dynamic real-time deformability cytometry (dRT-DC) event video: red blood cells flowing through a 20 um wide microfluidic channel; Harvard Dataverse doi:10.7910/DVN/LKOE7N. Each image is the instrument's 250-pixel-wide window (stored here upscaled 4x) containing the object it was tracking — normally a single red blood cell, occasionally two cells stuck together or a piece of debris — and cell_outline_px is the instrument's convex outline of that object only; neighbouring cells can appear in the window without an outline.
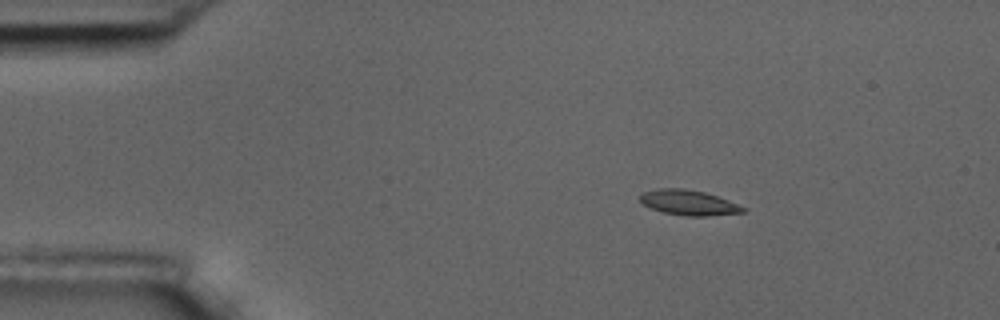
{"species": "common noctule bat (a hibernating species)", "species_latin": "Nyctalus noctula", "temperature_condition": "room temperature", "stored_images_in_passage": 48, "camera_frame_rate_fps": 3000, "um_per_image_px": 0.085, "animal": {"sex": "male", "body_mass_g": 17.5, "forearm_length_mm": 52.3}, "frame": {"image": 1, "passage_image": 1, "time_ms": 0.0, "image_size_px": [1000, 320], "cell_outline_px": [[748, 208], [744, 212], [708, 216], [684, 216], [664, 212], [652, 208], [644, 204], [640, 200], [640, 192], [656, 188], [684, 188], [704, 192], [728, 200]], "centroid_in_image_um": [58.53, 17.21], "position_along_channel_um": 26.5, "area_um2": 15.14}}
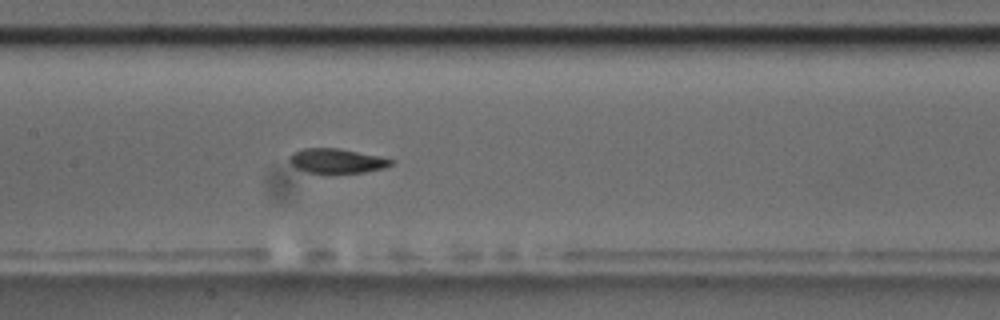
{"frame": {"image": 2, "passage_image": 19, "time_ms": 6.0, "image_size_px": [1000, 320], "cell_outline_px": [[396, 160], [392, 164], [384, 168], [364, 172], [324, 176], [308, 172], [296, 168], [288, 160], [292, 152], [304, 148], [336, 148], [380, 156]], "centroid_in_image_um": [28.61, 13.72], "position_along_channel_um": 178.8, "area_um2": 15.14}}
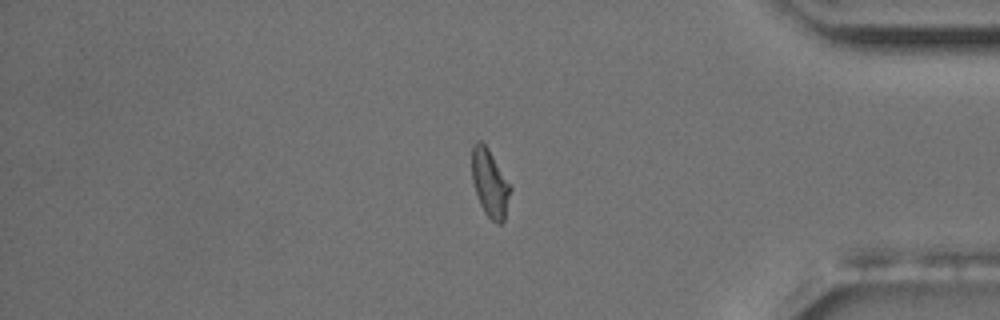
{"frame": {"image": 3, "passage_image": 39, "time_ms": 12.667, "image_size_px": [1000, 320], "cell_outline_px": [[512, 188], [504, 220], [500, 224], [496, 224], [484, 212], [480, 204], [472, 180], [472, 144], [476, 140], [480, 140], [488, 148], [512, 184]], "centroid_in_image_um": [41.66, 15.55], "position_along_channel_um": 393.5, "area_um2": 15.43}, "authors_computed_cell_mechanics": {"area_um2": 15.4326, "velocity_mm_per_s": 3.6154, "shape_relaxation_time_tau1_ms": 6.3309, "shape_relaxation_time_tau2_ms": 2.2919, "deformation_change_tau1": 0.175, "deformation_change_tau2": 0.0696}}